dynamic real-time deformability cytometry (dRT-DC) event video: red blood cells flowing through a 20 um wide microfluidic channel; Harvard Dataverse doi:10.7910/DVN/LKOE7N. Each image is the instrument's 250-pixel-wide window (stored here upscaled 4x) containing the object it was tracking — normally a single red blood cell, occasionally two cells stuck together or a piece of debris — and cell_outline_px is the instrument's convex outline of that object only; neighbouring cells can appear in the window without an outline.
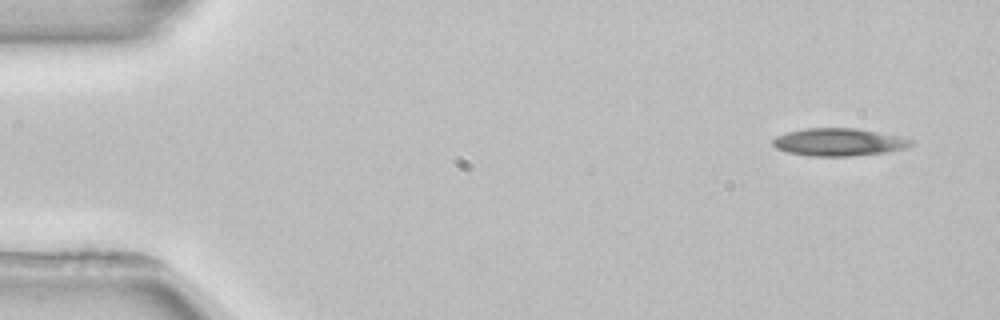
{"species": "common noctule bat (a hibernating species)", "species_latin": "Nyctalus noctula", "temperature_condition": "room temperature", "stored_images_in_passage": 3, "camera_frame_rate_fps": 3000, "um_per_image_px": 0.085, "animal": {"sex": "female", "body_mass_g": 22.7, "forearm_length_mm": 54.2}, "frame": {"image": 1, "passage_image": 1, "time_ms": 0.0, "image_size_px": [1000, 320], "cell_outline_px": [[916, 140], [908, 148], [888, 152], [852, 156], [808, 156], [788, 152], [776, 148], [772, 144], [772, 140], [776, 136], [788, 132], [808, 128], [856, 128], [900, 136]], "centroid_in_image_um": [71.34, 12.08], "position_along_channel_um": 13.7, "area_um2": 22.43}}